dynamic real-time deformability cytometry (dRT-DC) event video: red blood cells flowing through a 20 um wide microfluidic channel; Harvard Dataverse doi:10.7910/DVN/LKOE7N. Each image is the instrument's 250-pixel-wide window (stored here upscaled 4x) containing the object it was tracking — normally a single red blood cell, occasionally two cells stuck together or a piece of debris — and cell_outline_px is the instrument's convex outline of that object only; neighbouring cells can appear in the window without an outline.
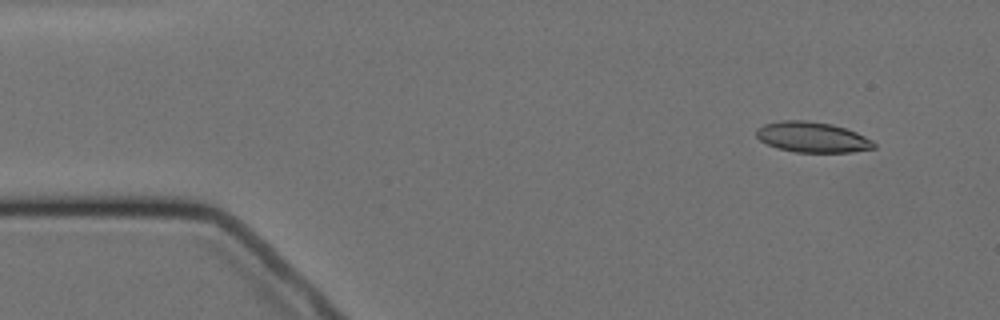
{"species": "Egyptian fruit bat (a non-hibernating species)", "species_latin": "Rousettus aegyptiacus", "temperature_condition": "cold", "stored_images_in_passage": 6, "camera_frame_rate_fps": 3000, "um_per_image_px": 0.085, "animal": {"sex": "female"}, "frame": {"image": 1, "passage_image": 2, "time_ms": 1.333, "image_size_px": [1000, 320], "cell_outline_px": [[876, 148], [852, 152], [796, 152], [776, 148], [760, 140], [756, 136], [756, 128], [764, 124], [780, 120], [808, 120], [832, 124], [856, 132], [872, 140], [876, 144]], "centroid_in_image_um": [69.03, 11.65], "position_along_channel_um": 16.0, "area_um2": 20.98}}
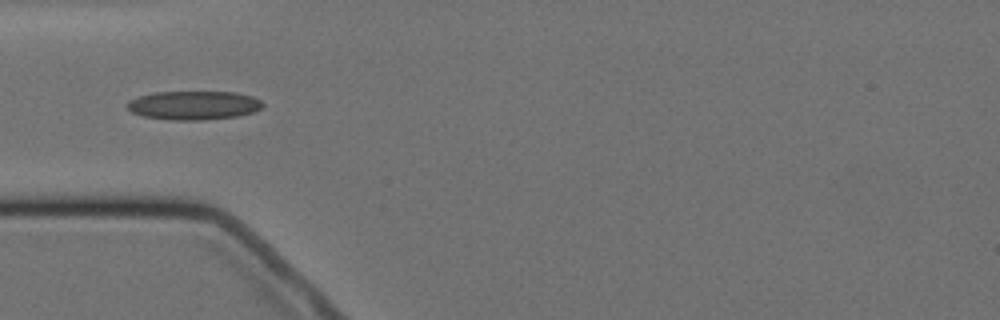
{"frame": {"image": 2, "passage_image": 5, "time_ms": 5.333, "image_size_px": [1000, 320], "cell_outline_px": [[264, 104], [256, 112], [236, 116], [204, 120], [172, 120], [144, 116], [132, 112], [128, 108], [128, 104], [132, 100], [140, 96], [156, 92], [236, 92], [252, 96], [260, 100]], "centroid_in_image_um": [16.53, 8.95], "position_along_channel_um": 68.5, "area_um2": 22.54}}
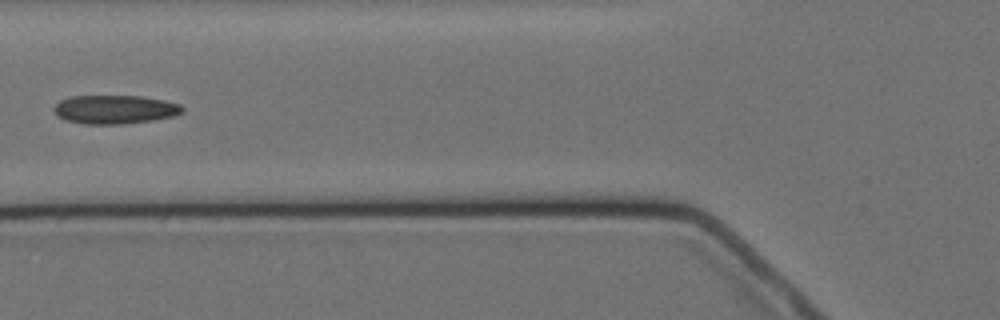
{"frame": {"image": 3, "passage_image": 6, "time_ms": 6.667, "image_size_px": [1000, 320], "cell_outline_px": [[184, 112], [172, 116], [152, 120], [124, 124], [84, 124], [64, 120], [56, 116], [52, 108], [60, 100], [72, 96], [140, 96], [164, 100], [180, 104], [184, 108]], "centroid_in_image_um": [9.73, 9.31], "position_along_channel_um": 116.1, "area_um2": 21.62}}